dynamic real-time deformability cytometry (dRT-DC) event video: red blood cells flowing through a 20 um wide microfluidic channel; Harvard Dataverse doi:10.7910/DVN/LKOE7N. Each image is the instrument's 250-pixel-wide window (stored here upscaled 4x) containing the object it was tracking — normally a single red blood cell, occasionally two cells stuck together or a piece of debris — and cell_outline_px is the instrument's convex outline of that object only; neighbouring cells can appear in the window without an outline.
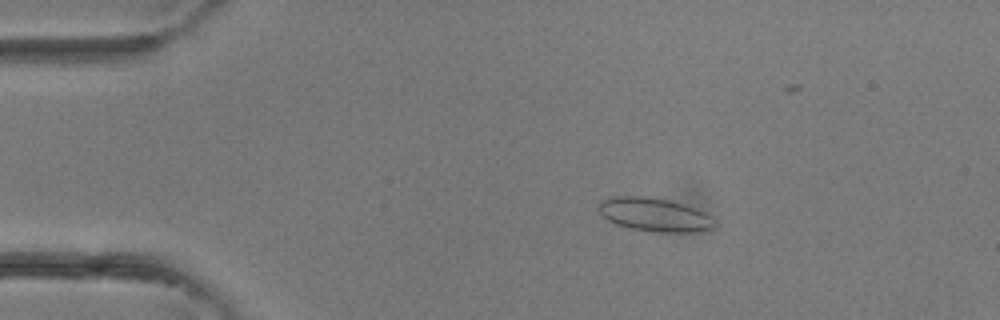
{"species": "common noctule bat (a hibernating species)", "species_latin": "Nyctalus noctula", "temperature_condition": "room temperature", "stored_images_in_passage": 3, "camera_frame_rate_fps": 3000, "um_per_image_px": 0.085, "animal": {"sex": "female"}, "frame": {"image": 1, "passage_image": 2, "time_ms": 0.333, "image_size_px": [1000, 320], "cell_outline_px": [[716, 224], [712, 228], [696, 232], [652, 232], [632, 228], [616, 224], [608, 220], [596, 208], [600, 200], [612, 196], [644, 196], [668, 200], [684, 204], [696, 208], [704, 212]], "centroid_in_image_um": [55.59, 18.24], "position_along_channel_um": 29.4, "area_um2": 22.66}}